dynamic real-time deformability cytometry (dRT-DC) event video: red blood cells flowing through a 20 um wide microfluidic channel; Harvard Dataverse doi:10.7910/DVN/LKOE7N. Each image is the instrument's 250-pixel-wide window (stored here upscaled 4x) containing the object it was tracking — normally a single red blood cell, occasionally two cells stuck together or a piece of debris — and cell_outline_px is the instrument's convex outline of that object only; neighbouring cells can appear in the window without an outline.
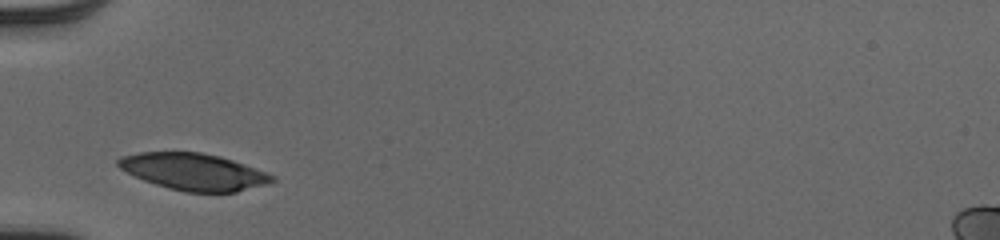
{"species": "human", "species_latin": "Homo sapiens", "temperature_condition": "cold", "stored_images_in_passage": 26, "camera_frame_rate_fps": 3000, "um_per_image_px": 0.085, "donor": {"sex": "male"}, "frame": {"image": 1, "passage_image": 1, "time_ms": 0.0, "image_size_px": [1000, 240], "cell_outline_px": [[276, 180], [264, 184], [236, 192], [184, 192], [168, 188], [144, 180], [120, 168], [116, 164], [116, 160], [120, 156], [140, 152], [200, 152], [220, 156], [244, 164], [276, 176]], "centroid_in_image_um": [16.44, 14.59], "position_along_channel_um": 68.6, "area_um2": 32.77}}
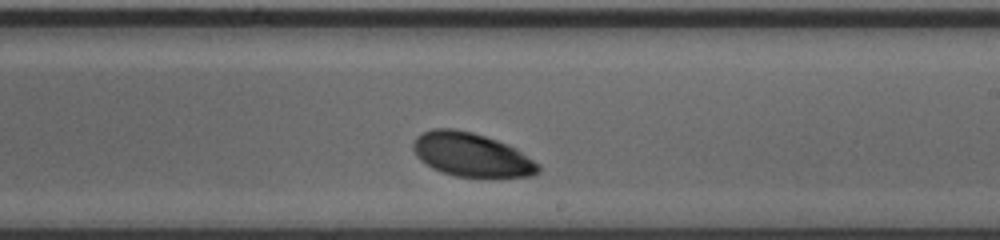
{"frame": {"image": 2, "passage_image": 15, "time_ms": 4.667, "image_size_px": [1000, 240], "cell_outline_px": [[540, 172], [532, 176], [456, 176], [440, 172], [424, 164], [416, 156], [412, 148], [412, 144], [416, 136], [432, 128], [452, 128], [472, 132], [496, 140], [516, 148], [540, 164]], "centroid_in_image_um": [40.04, 13.14], "position_along_channel_um": 249.0, "area_um2": 31.85}}
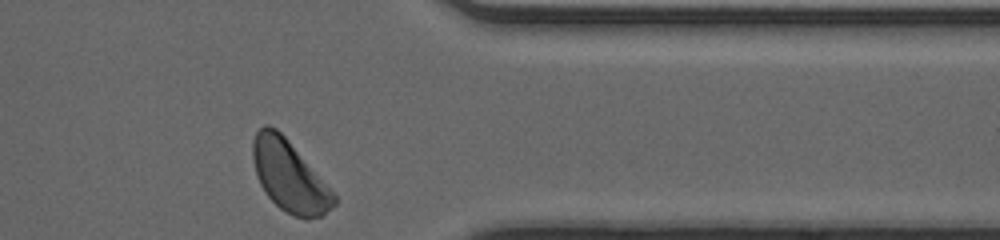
{"frame": {"image": 3, "passage_image": 26, "time_ms": 8.333, "image_size_px": [1000, 240], "cell_outline_px": [[336, 204], [332, 208], [320, 216], [308, 220], [292, 216], [280, 208], [268, 196], [260, 184], [256, 172], [252, 156], [252, 140], [256, 132], [264, 124], [268, 124], [276, 128], [288, 140], [336, 196]], "centroid_in_image_um": [24.57, 14.98], "position_along_channel_um": 386.8, "area_um2": 33.12}, "authors_computed_cell_mechanics": {"area_um2": 32.8593, "velocity_mm_per_s": 3.9384, "shape_relaxation_time_tau1_ms": 1.8711, "shape_relaxation_time_tau2_ms": null, "deformation_change_tau1": 0.1194, "deformation_change_tau2": null}}